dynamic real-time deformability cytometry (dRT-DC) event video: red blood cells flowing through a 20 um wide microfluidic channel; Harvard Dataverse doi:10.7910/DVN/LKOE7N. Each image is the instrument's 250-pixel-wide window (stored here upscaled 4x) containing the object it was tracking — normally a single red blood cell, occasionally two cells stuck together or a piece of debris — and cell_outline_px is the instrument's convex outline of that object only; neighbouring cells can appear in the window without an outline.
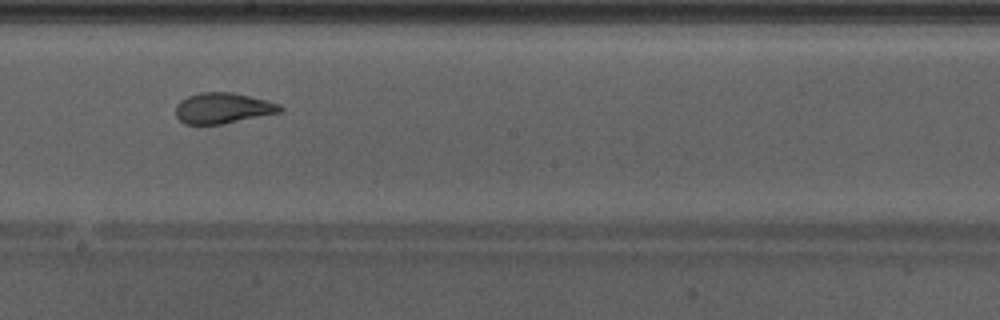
{"species": "Egyptian fruit bat (a non-hibernating species)", "species_latin": "Rousettus aegyptiacus", "temperature_condition": "warm", "stored_images_in_passage": 38, "camera_frame_rate_fps": 3000, "um_per_image_px": 0.085, "animal": {"sex": "male"}, "frame": {"image": 1, "passage_image": 17, "time_ms": 5.333, "image_size_px": [1000, 320], "cell_outline_px": [[284, 108], [280, 112], [220, 124], [184, 124], [176, 116], [176, 104], [180, 100], [188, 96], [200, 92], [232, 92], [280, 104]], "centroid_in_image_um": [18.9, 9.18], "position_along_channel_um": 229.3, "area_um2": 18.44}, "authors_computed_cell_mechanics": {"area_um2": 20.0566, "velocity_mm_per_s": 4.2702, "shape_relaxation_time_tau1_ms": 6.7862, "shape_relaxation_time_tau2_ms": 0.7772, "deformation_change_tau1": 0.2092, "deformation_change_tau2": 0.061}}